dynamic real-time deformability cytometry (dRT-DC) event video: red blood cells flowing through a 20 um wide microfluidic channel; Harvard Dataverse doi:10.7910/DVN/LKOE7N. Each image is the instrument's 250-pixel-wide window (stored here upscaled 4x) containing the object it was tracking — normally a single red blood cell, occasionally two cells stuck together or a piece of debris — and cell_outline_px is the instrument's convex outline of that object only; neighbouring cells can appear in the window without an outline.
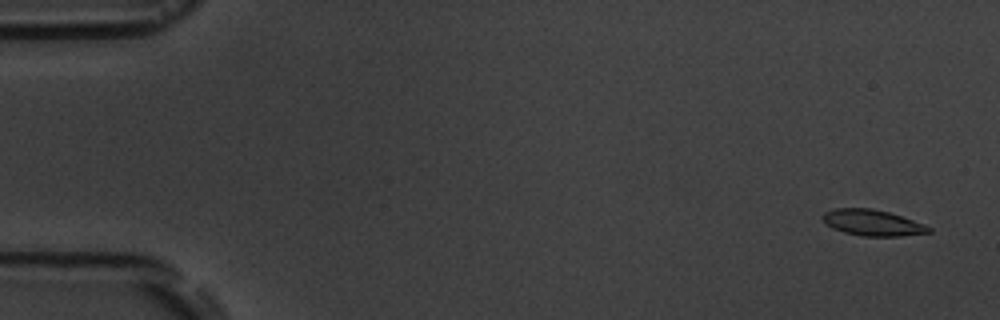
{"species": "common noctule bat (a hibernating species)", "species_latin": "Nyctalus noctula", "temperature_condition": "room temperature", "stored_images_in_passage": 5, "camera_frame_rate_fps": 3000, "um_per_image_px": 0.085, "animal": {"sex": "male", "body_mass_g": 19.5, "forearm_length_mm": 54.6}, "frame": {"image": 1, "passage_image": 1, "time_ms": 0.0, "image_size_px": [1000, 320], "cell_outline_px": [[932, 232], [900, 236], [860, 236], [844, 232], [832, 228], [820, 216], [824, 212], [836, 208], [872, 208], [888, 212], [924, 224], [932, 228]], "centroid_in_image_um": [74.15, 18.93], "position_along_channel_um": 10.9, "area_um2": 16.01}}
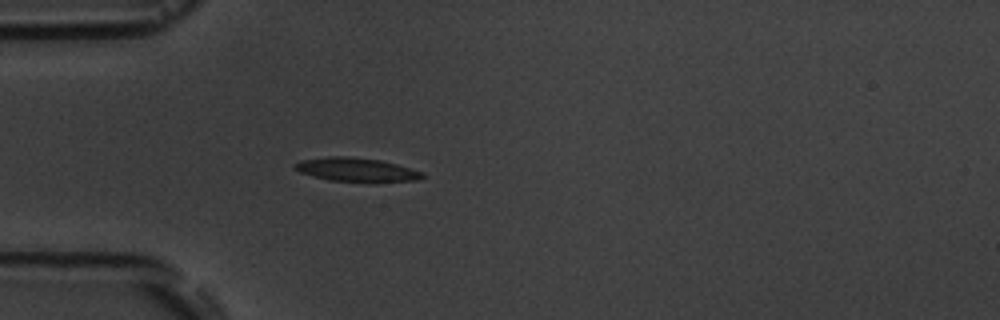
{"frame": {"image": 2, "passage_image": 5, "time_ms": 4.667, "image_size_px": [1000, 320], "cell_outline_px": [[424, 176], [416, 180], [372, 184], [328, 180], [312, 176], [300, 172], [292, 168], [292, 164], [300, 160], [328, 156], [348, 156], [380, 160], [396, 164], [424, 172]], "centroid_in_image_um": [30.28, 14.45], "position_along_channel_um": 54.7, "area_um2": 18.38}}